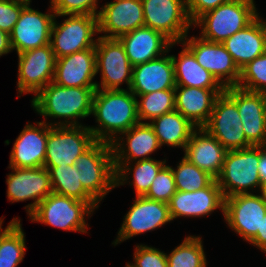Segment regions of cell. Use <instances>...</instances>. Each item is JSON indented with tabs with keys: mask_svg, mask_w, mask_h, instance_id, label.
I'll use <instances>...</instances> for the list:
<instances>
[{
	"mask_svg": "<svg viewBox=\"0 0 266 267\" xmlns=\"http://www.w3.org/2000/svg\"><path fill=\"white\" fill-rule=\"evenodd\" d=\"M258 173L261 180V185L266 189V146H260Z\"/></svg>",
	"mask_w": 266,
	"mask_h": 267,
	"instance_id": "cell-44",
	"label": "cell"
},
{
	"mask_svg": "<svg viewBox=\"0 0 266 267\" xmlns=\"http://www.w3.org/2000/svg\"><path fill=\"white\" fill-rule=\"evenodd\" d=\"M19 1H23V2H27V3H31V0H19Z\"/></svg>",
	"mask_w": 266,
	"mask_h": 267,
	"instance_id": "cell-46",
	"label": "cell"
},
{
	"mask_svg": "<svg viewBox=\"0 0 266 267\" xmlns=\"http://www.w3.org/2000/svg\"><path fill=\"white\" fill-rule=\"evenodd\" d=\"M187 37L188 35L179 44H184L204 69L224 88L237 86L240 69L222 43L211 42L200 36Z\"/></svg>",
	"mask_w": 266,
	"mask_h": 267,
	"instance_id": "cell-12",
	"label": "cell"
},
{
	"mask_svg": "<svg viewBox=\"0 0 266 267\" xmlns=\"http://www.w3.org/2000/svg\"><path fill=\"white\" fill-rule=\"evenodd\" d=\"M18 55L17 98L22 94L36 96L53 81L56 56L50 44L24 51Z\"/></svg>",
	"mask_w": 266,
	"mask_h": 267,
	"instance_id": "cell-13",
	"label": "cell"
},
{
	"mask_svg": "<svg viewBox=\"0 0 266 267\" xmlns=\"http://www.w3.org/2000/svg\"><path fill=\"white\" fill-rule=\"evenodd\" d=\"M259 159L260 146L227 151L221 172L216 178L224 198L252 193L257 188L259 193L266 191L258 173Z\"/></svg>",
	"mask_w": 266,
	"mask_h": 267,
	"instance_id": "cell-4",
	"label": "cell"
},
{
	"mask_svg": "<svg viewBox=\"0 0 266 267\" xmlns=\"http://www.w3.org/2000/svg\"><path fill=\"white\" fill-rule=\"evenodd\" d=\"M239 69L266 52V20L258 16L243 30L222 42Z\"/></svg>",
	"mask_w": 266,
	"mask_h": 267,
	"instance_id": "cell-28",
	"label": "cell"
},
{
	"mask_svg": "<svg viewBox=\"0 0 266 267\" xmlns=\"http://www.w3.org/2000/svg\"><path fill=\"white\" fill-rule=\"evenodd\" d=\"M266 215V191L237 194L225 198L223 217L228 227L249 242L260 230Z\"/></svg>",
	"mask_w": 266,
	"mask_h": 267,
	"instance_id": "cell-11",
	"label": "cell"
},
{
	"mask_svg": "<svg viewBox=\"0 0 266 267\" xmlns=\"http://www.w3.org/2000/svg\"><path fill=\"white\" fill-rule=\"evenodd\" d=\"M175 73L171 55L133 66L130 91L136 96L159 90L175 89Z\"/></svg>",
	"mask_w": 266,
	"mask_h": 267,
	"instance_id": "cell-24",
	"label": "cell"
},
{
	"mask_svg": "<svg viewBox=\"0 0 266 267\" xmlns=\"http://www.w3.org/2000/svg\"><path fill=\"white\" fill-rule=\"evenodd\" d=\"M176 191L177 188L171 166L165 164L158 172L145 197L151 200L169 203Z\"/></svg>",
	"mask_w": 266,
	"mask_h": 267,
	"instance_id": "cell-38",
	"label": "cell"
},
{
	"mask_svg": "<svg viewBox=\"0 0 266 267\" xmlns=\"http://www.w3.org/2000/svg\"><path fill=\"white\" fill-rule=\"evenodd\" d=\"M118 40L122 43L132 66L159 58L179 44L172 43L162 33L146 26L136 28Z\"/></svg>",
	"mask_w": 266,
	"mask_h": 267,
	"instance_id": "cell-25",
	"label": "cell"
},
{
	"mask_svg": "<svg viewBox=\"0 0 266 267\" xmlns=\"http://www.w3.org/2000/svg\"><path fill=\"white\" fill-rule=\"evenodd\" d=\"M162 147L182 148L183 151L192 133L197 129L188 119L177 110L165 113L148 122Z\"/></svg>",
	"mask_w": 266,
	"mask_h": 267,
	"instance_id": "cell-30",
	"label": "cell"
},
{
	"mask_svg": "<svg viewBox=\"0 0 266 267\" xmlns=\"http://www.w3.org/2000/svg\"><path fill=\"white\" fill-rule=\"evenodd\" d=\"M172 221L168 203L137 196L123 218L114 246L139 234L154 231Z\"/></svg>",
	"mask_w": 266,
	"mask_h": 267,
	"instance_id": "cell-15",
	"label": "cell"
},
{
	"mask_svg": "<svg viewBox=\"0 0 266 267\" xmlns=\"http://www.w3.org/2000/svg\"><path fill=\"white\" fill-rule=\"evenodd\" d=\"M177 191L192 192L209 186L215 178L183 156L177 169L171 166Z\"/></svg>",
	"mask_w": 266,
	"mask_h": 267,
	"instance_id": "cell-36",
	"label": "cell"
},
{
	"mask_svg": "<svg viewBox=\"0 0 266 267\" xmlns=\"http://www.w3.org/2000/svg\"><path fill=\"white\" fill-rule=\"evenodd\" d=\"M254 0H229L199 16L192 26L202 28L200 37L222 43L246 28L258 16Z\"/></svg>",
	"mask_w": 266,
	"mask_h": 267,
	"instance_id": "cell-3",
	"label": "cell"
},
{
	"mask_svg": "<svg viewBox=\"0 0 266 267\" xmlns=\"http://www.w3.org/2000/svg\"><path fill=\"white\" fill-rule=\"evenodd\" d=\"M12 51L10 35L5 31L0 30V57Z\"/></svg>",
	"mask_w": 266,
	"mask_h": 267,
	"instance_id": "cell-45",
	"label": "cell"
},
{
	"mask_svg": "<svg viewBox=\"0 0 266 267\" xmlns=\"http://www.w3.org/2000/svg\"><path fill=\"white\" fill-rule=\"evenodd\" d=\"M27 123L16 138L10 153L9 167L35 168L44 166L47 145V123ZM36 125V126H35Z\"/></svg>",
	"mask_w": 266,
	"mask_h": 267,
	"instance_id": "cell-23",
	"label": "cell"
},
{
	"mask_svg": "<svg viewBox=\"0 0 266 267\" xmlns=\"http://www.w3.org/2000/svg\"><path fill=\"white\" fill-rule=\"evenodd\" d=\"M200 236H186L170 254L166 253L168 267H206V254Z\"/></svg>",
	"mask_w": 266,
	"mask_h": 267,
	"instance_id": "cell-35",
	"label": "cell"
},
{
	"mask_svg": "<svg viewBox=\"0 0 266 267\" xmlns=\"http://www.w3.org/2000/svg\"><path fill=\"white\" fill-rule=\"evenodd\" d=\"M229 0H186V9L190 21L193 23L205 12L217 8Z\"/></svg>",
	"mask_w": 266,
	"mask_h": 267,
	"instance_id": "cell-42",
	"label": "cell"
},
{
	"mask_svg": "<svg viewBox=\"0 0 266 267\" xmlns=\"http://www.w3.org/2000/svg\"><path fill=\"white\" fill-rule=\"evenodd\" d=\"M227 150L204 128H197L184 149V157L215 179L219 176Z\"/></svg>",
	"mask_w": 266,
	"mask_h": 267,
	"instance_id": "cell-27",
	"label": "cell"
},
{
	"mask_svg": "<svg viewBox=\"0 0 266 267\" xmlns=\"http://www.w3.org/2000/svg\"><path fill=\"white\" fill-rule=\"evenodd\" d=\"M48 13L31 8L28 3L21 11L10 35L12 50L17 54L50 44L52 25L56 14L51 5Z\"/></svg>",
	"mask_w": 266,
	"mask_h": 267,
	"instance_id": "cell-17",
	"label": "cell"
},
{
	"mask_svg": "<svg viewBox=\"0 0 266 267\" xmlns=\"http://www.w3.org/2000/svg\"><path fill=\"white\" fill-rule=\"evenodd\" d=\"M144 26L162 33L172 43H179L192 26L186 0H141Z\"/></svg>",
	"mask_w": 266,
	"mask_h": 267,
	"instance_id": "cell-9",
	"label": "cell"
},
{
	"mask_svg": "<svg viewBox=\"0 0 266 267\" xmlns=\"http://www.w3.org/2000/svg\"><path fill=\"white\" fill-rule=\"evenodd\" d=\"M7 175V197L12 203L33 200L25 206L27 215L30 216L38 204L51 194V180L49 171L44 167L13 168Z\"/></svg>",
	"mask_w": 266,
	"mask_h": 267,
	"instance_id": "cell-16",
	"label": "cell"
},
{
	"mask_svg": "<svg viewBox=\"0 0 266 267\" xmlns=\"http://www.w3.org/2000/svg\"><path fill=\"white\" fill-rule=\"evenodd\" d=\"M111 144L114 163L150 159V155L161 148L152 126L146 121L132 126Z\"/></svg>",
	"mask_w": 266,
	"mask_h": 267,
	"instance_id": "cell-21",
	"label": "cell"
},
{
	"mask_svg": "<svg viewBox=\"0 0 266 267\" xmlns=\"http://www.w3.org/2000/svg\"><path fill=\"white\" fill-rule=\"evenodd\" d=\"M225 198L216 179L207 187L192 191H176L171 197L169 213L172 221L178 217L199 218L211 215L217 209L224 214Z\"/></svg>",
	"mask_w": 266,
	"mask_h": 267,
	"instance_id": "cell-20",
	"label": "cell"
},
{
	"mask_svg": "<svg viewBox=\"0 0 266 267\" xmlns=\"http://www.w3.org/2000/svg\"><path fill=\"white\" fill-rule=\"evenodd\" d=\"M99 0H50L56 15H91L98 16Z\"/></svg>",
	"mask_w": 266,
	"mask_h": 267,
	"instance_id": "cell-39",
	"label": "cell"
},
{
	"mask_svg": "<svg viewBox=\"0 0 266 267\" xmlns=\"http://www.w3.org/2000/svg\"><path fill=\"white\" fill-rule=\"evenodd\" d=\"M94 211L86 201L52 192L38 204L29 218L31 222H39L64 231L88 233L89 225L85 217L89 219Z\"/></svg>",
	"mask_w": 266,
	"mask_h": 267,
	"instance_id": "cell-6",
	"label": "cell"
},
{
	"mask_svg": "<svg viewBox=\"0 0 266 267\" xmlns=\"http://www.w3.org/2000/svg\"><path fill=\"white\" fill-rule=\"evenodd\" d=\"M203 128L227 151L252 146L245 137L236 103L225 92L216 98L210 119Z\"/></svg>",
	"mask_w": 266,
	"mask_h": 267,
	"instance_id": "cell-14",
	"label": "cell"
},
{
	"mask_svg": "<svg viewBox=\"0 0 266 267\" xmlns=\"http://www.w3.org/2000/svg\"><path fill=\"white\" fill-rule=\"evenodd\" d=\"M27 2L0 0V30L10 34Z\"/></svg>",
	"mask_w": 266,
	"mask_h": 267,
	"instance_id": "cell-41",
	"label": "cell"
},
{
	"mask_svg": "<svg viewBox=\"0 0 266 267\" xmlns=\"http://www.w3.org/2000/svg\"><path fill=\"white\" fill-rule=\"evenodd\" d=\"M96 72H101L100 84L97 89L124 90L123 82L130 89L133 66L125 53L122 43L118 39H108L98 36L95 46Z\"/></svg>",
	"mask_w": 266,
	"mask_h": 267,
	"instance_id": "cell-10",
	"label": "cell"
},
{
	"mask_svg": "<svg viewBox=\"0 0 266 267\" xmlns=\"http://www.w3.org/2000/svg\"><path fill=\"white\" fill-rule=\"evenodd\" d=\"M179 57L171 55L176 85L205 89H225L216 78L204 69L193 53L184 45Z\"/></svg>",
	"mask_w": 266,
	"mask_h": 267,
	"instance_id": "cell-29",
	"label": "cell"
},
{
	"mask_svg": "<svg viewBox=\"0 0 266 267\" xmlns=\"http://www.w3.org/2000/svg\"><path fill=\"white\" fill-rule=\"evenodd\" d=\"M100 8L97 16L100 37L118 39L136 28L144 26L141 0H114Z\"/></svg>",
	"mask_w": 266,
	"mask_h": 267,
	"instance_id": "cell-19",
	"label": "cell"
},
{
	"mask_svg": "<svg viewBox=\"0 0 266 267\" xmlns=\"http://www.w3.org/2000/svg\"><path fill=\"white\" fill-rule=\"evenodd\" d=\"M96 87H63L47 84L31 101V107L49 126H81L78 119L92 115ZM47 118L63 119L47 122Z\"/></svg>",
	"mask_w": 266,
	"mask_h": 267,
	"instance_id": "cell-1",
	"label": "cell"
},
{
	"mask_svg": "<svg viewBox=\"0 0 266 267\" xmlns=\"http://www.w3.org/2000/svg\"><path fill=\"white\" fill-rule=\"evenodd\" d=\"M166 162V158L163 160L150 158L134 163H114L116 170V187L129 183L130 186H134L136 197L145 196L158 172ZM128 175H132V181H128V179L130 180L131 178Z\"/></svg>",
	"mask_w": 266,
	"mask_h": 267,
	"instance_id": "cell-31",
	"label": "cell"
},
{
	"mask_svg": "<svg viewBox=\"0 0 266 267\" xmlns=\"http://www.w3.org/2000/svg\"><path fill=\"white\" fill-rule=\"evenodd\" d=\"M68 16L62 23L57 17ZM98 17L91 15H56L50 37L51 48L57 58L96 46Z\"/></svg>",
	"mask_w": 266,
	"mask_h": 267,
	"instance_id": "cell-8",
	"label": "cell"
},
{
	"mask_svg": "<svg viewBox=\"0 0 266 267\" xmlns=\"http://www.w3.org/2000/svg\"><path fill=\"white\" fill-rule=\"evenodd\" d=\"M45 168L49 171L54 193L86 201L94 210L98 209L99 203L83 188L75 165Z\"/></svg>",
	"mask_w": 266,
	"mask_h": 267,
	"instance_id": "cell-32",
	"label": "cell"
},
{
	"mask_svg": "<svg viewBox=\"0 0 266 267\" xmlns=\"http://www.w3.org/2000/svg\"><path fill=\"white\" fill-rule=\"evenodd\" d=\"M249 243L256 246L258 249H261V251L266 254V215L262 219L260 230L257 231V234L249 241Z\"/></svg>",
	"mask_w": 266,
	"mask_h": 267,
	"instance_id": "cell-43",
	"label": "cell"
},
{
	"mask_svg": "<svg viewBox=\"0 0 266 267\" xmlns=\"http://www.w3.org/2000/svg\"><path fill=\"white\" fill-rule=\"evenodd\" d=\"M95 47L56 59L53 81L63 87H96Z\"/></svg>",
	"mask_w": 266,
	"mask_h": 267,
	"instance_id": "cell-22",
	"label": "cell"
},
{
	"mask_svg": "<svg viewBox=\"0 0 266 267\" xmlns=\"http://www.w3.org/2000/svg\"><path fill=\"white\" fill-rule=\"evenodd\" d=\"M92 114L98 124L96 127L89 125L88 128L96 141L112 143L140 122L137 115V98L129 89H96Z\"/></svg>",
	"mask_w": 266,
	"mask_h": 267,
	"instance_id": "cell-2",
	"label": "cell"
},
{
	"mask_svg": "<svg viewBox=\"0 0 266 267\" xmlns=\"http://www.w3.org/2000/svg\"><path fill=\"white\" fill-rule=\"evenodd\" d=\"M136 98L137 115L140 122L145 120L151 122L153 119L175 110V89L159 90L136 96Z\"/></svg>",
	"mask_w": 266,
	"mask_h": 267,
	"instance_id": "cell-34",
	"label": "cell"
},
{
	"mask_svg": "<svg viewBox=\"0 0 266 267\" xmlns=\"http://www.w3.org/2000/svg\"><path fill=\"white\" fill-rule=\"evenodd\" d=\"M83 188L100 204L116 187L112 144L96 141L75 162Z\"/></svg>",
	"mask_w": 266,
	"mask_h": 267,
	"instance_id": "cell-5",
	"label": "cell"
},
{
	"mask_svg": "<svg viewBox=\"0 0 266 267\" xmlns=\"http://www.w3.org/2000/svg\"><path fill=\"white\" fill-rule=\"evenodd\" d=\"M0 219V267H17L25 257V233L21 219L13 218L5 229Z\"/></svg>",
	"mask_w": 266,
	"mask_h": 267,
	"instance_id": "cell-33",
	"label": "cell"
},
{
	"mask_svg": "<svg viewBox=\"0 0 266 267\" xmlns=\"http://www.w3.org/2000/svg\"><path fill=\"white\" fill-rule=\"evenodd\" d=\"M237 87L251 92L266 93V52L240 69Z\"/></svg>",
	"mask_w": 266,
	"mask_h": 267,
	"instance_id": "cell-37",
	"label": "cell"
},
{
	"mask_svg": "<svg viewBox=\"0 0 266 267\" xmlns=\"http://www.w3.org/2000/svg\"><path fill=\"white\" fill-rule=\"evenodd\" d=\"M135 247L134 263H127L128 267H168L164 251L145 244H138Z\"/></svg>",
	"mask_w": 266,
	"mask_h": 267,
	"instance_id": "cell-40",
	"label": "cell"
},
{
	"mask_svg": "<svg viewBox=\"0 0 266 267\" xmlns=\"http://www.w3.org/2000/svg\"><path fill=\"white\" fill-rule=\"evenodd\" d=\"M224 92L237 105L247 141L252 146H266V93L237 86L227 87Z\"/></svg>",
	"mask_w": 266,
	"mask_h": 267,
	"instance_id": "cell-18",
	"label": "cell"
},
{
	"mask_svg": "<svg viewBox=\"0 0 266 267\" xmlns=\"http://www.w3.org/2000/svg\"><path fill=\"white\" fill-rule=\"evenodd\" d=\"M225 89L175 87V110L197 128H203L210 119L216 98Z\"/></svg>",
	"mask_w": 266,
	"mask_h": 267,
	"instance_id": "cell-26",
	"label": "cell"
},
{
	"mask_svg": "<svg viewBox=\"0 0 266 267\" xmlns=\"http://www.w3.org/2000/svg\"><path fill=\"white\" fill-rule=\"evenodd\" d=\"M96 139L88 126H49L44 167L73 166Z\"/></svg>",
	"mask_w": 266,
	"mask_h": 267,
	"instance_id": "cell-7",
	"label": "cell"
}]
</instances>
